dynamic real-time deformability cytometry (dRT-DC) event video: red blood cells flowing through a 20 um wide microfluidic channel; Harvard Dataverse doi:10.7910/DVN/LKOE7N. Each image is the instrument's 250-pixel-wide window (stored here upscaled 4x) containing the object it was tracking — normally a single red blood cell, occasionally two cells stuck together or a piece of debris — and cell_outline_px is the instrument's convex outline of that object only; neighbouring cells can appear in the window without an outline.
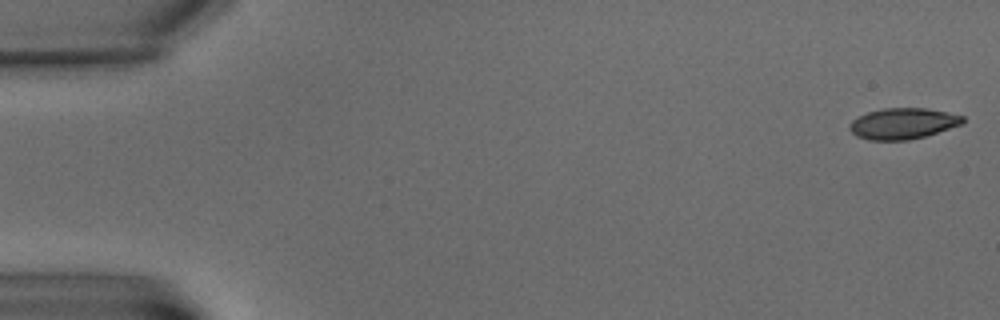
{"species": "common noctule bat (a hibernating species)", "species_latin": "Nyctalus noctula", "temperature_condition": "warm", "stored_images_in_passage": 6, "camera_frame_rate_fps": 3000, "um_per_image_px": 0.085, "animal": {"sex": "male", "body_mass_g": 15.6}, "frame": {"image": 1, "passage_image": 1, "time_ms": 0.0, "image_size_px": [1000, 320], "cell_outline_px": [[964, 124], [924, 136], [908, 140], [868, 140], [856, 136], [848, 128], [848, 124], [852, 120], [868, 112], [884, 108], [928, 108], [948, 112], [964, 116]], "centroid_in_image_um": [76.75, 10.5], "position_along_channel_um": 8.2, "area_um2": 20.52}}
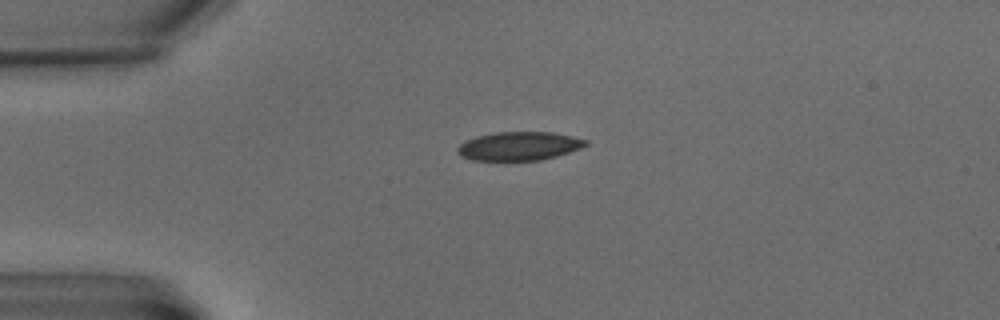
{"frame": {"image": 2, "passage_image": 5, "time_ms": 5.333, "image_size_px": [1000, 320], "cell_outline_px": [[588, 144], [580, 148], [556, 156], [540, 160], [472, 160], [460, 156], [456, 152], [456, 148], [464, 140], [476, 136], [496, 132], [552, 132], [572, 136], [588, 140]], "centroid_in_image_um": [44.08, 12.41], "position_along_channel_um": 40.9, "area_um2": 21.44}}